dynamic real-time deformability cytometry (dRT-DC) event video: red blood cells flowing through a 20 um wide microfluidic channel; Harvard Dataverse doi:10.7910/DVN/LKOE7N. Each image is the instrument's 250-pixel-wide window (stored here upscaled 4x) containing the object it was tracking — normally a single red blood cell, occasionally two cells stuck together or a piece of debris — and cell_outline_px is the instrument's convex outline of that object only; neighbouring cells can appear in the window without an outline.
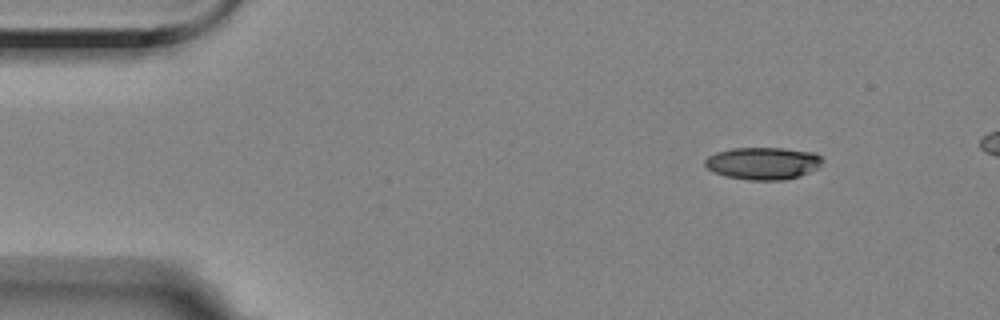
{"species": "Egyptian fruit bat (a non-hibernating species)", "species_latin": "Rousettus aegyptiacus", "temperature_condition": "room temperature", "stored_images_in_passage": 34, "camera_frame_rate_fps": 3000, "um_per_image_px": 0.085, "animal": {"sex": "female"}, "frame": {"image": 1, "passage_image": 1, "time_ms": 0.0, "image_size_px": [1000, 320], "cell_outline_px": [[824, 160], [820, 168], [800, 176], [780, 180], [748, 180], [728, 176], [716, 172], [708, 168], [704, 164], [704, 160], [708, 156], [716, 152], [732, 148], [784, 148], [812, 152], [820, 156]], "centroid_in_image_um": [64.89, 13.87], "position_along_channel_um": 20.1, "area_um2": 22.14}}
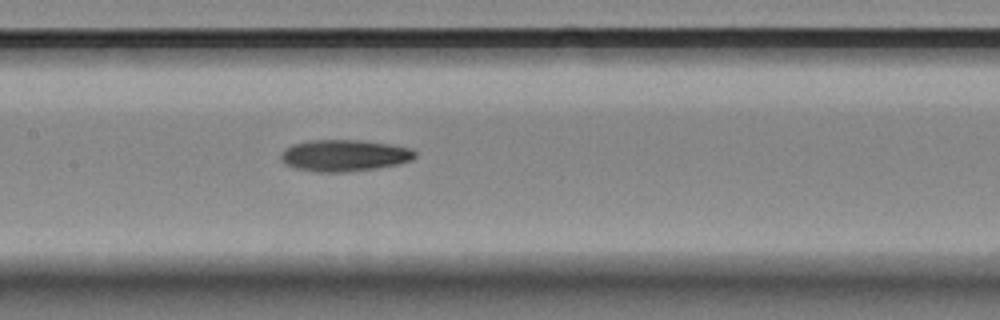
{"frame": {"image": 2, "passage_image": 21, "time_ms": 6.667, "image_size_px": [1000, 320], "cell_outline_px": [[416, 156], [412, 160], [396, 164], [376, 168], [348, 172], [316, 172], [296, 168], [284, 164], [280, 160], [280, 156], [284, 148], [292, 144], [308, 140], [360, 140], [388, 144], [412, 148], [416, 152]], "centroid_in_image_um": [29.23, 13.21], "position_along_channel_um": 178.2, "area_um2": 24.85}}
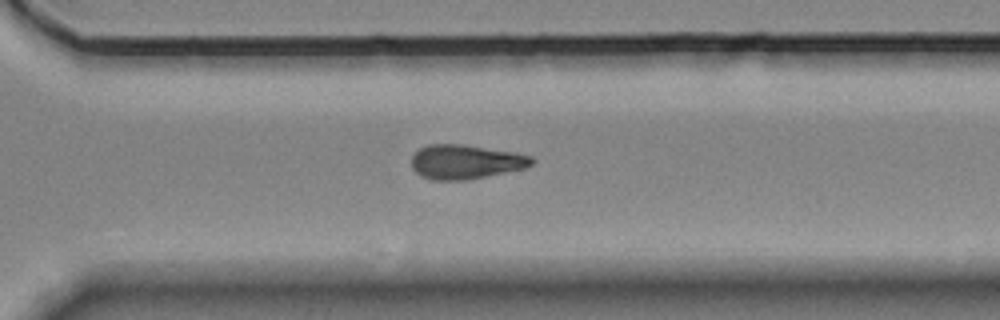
{"frame": {"image": 3, "passage_image": 34, "time_ms": 11.0, "image_size_px": [1000, 320], "cell_outline_px": [[532, 164], [524, 168], [468, 180], [432, 180], [420, 176], [412, 168], [412, 156], [420, 148], [428, 144], [464, 144], [516, 152], [532, 156]], "centroid_in_image_um": [39.55, 13.75], "position_along_channel_um": 331.0, "area_um2": 24.1}}